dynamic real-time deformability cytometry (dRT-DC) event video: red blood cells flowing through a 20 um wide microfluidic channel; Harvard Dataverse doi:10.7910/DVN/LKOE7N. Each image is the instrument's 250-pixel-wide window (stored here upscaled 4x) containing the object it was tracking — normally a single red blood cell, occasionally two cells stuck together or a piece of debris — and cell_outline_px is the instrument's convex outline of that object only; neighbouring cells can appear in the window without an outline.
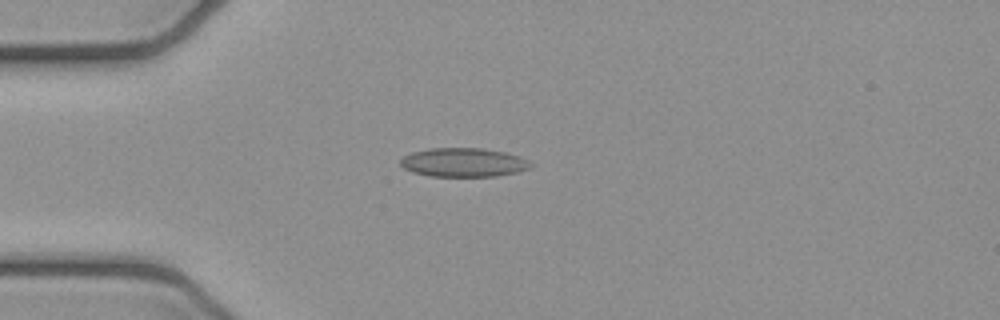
{"species": "common noctule bat (a hibernating species)", "species_latin": "Nyctalus noctula", "temperature_condition": "cold", "stored_images_in_passage": 3, "camera_frame_rate_fps": 3000, "um_per_image_px": 0.085, "animal": {"sex": "female", "body_mass_g": 21.9}, "frame": {"image": 1, "passage_image": 3, "time_ms": 0.667, "image_size_px": [1000, 320], "cell_outline_px": [[532, 164], [528, 168], [516, 172], [496, 176], [432, 176], [412, 172], [404, 168], [400, 164], [400, 160], [404, 156], [412, 152], [428, 148], [484, 148], [504, 152], [520, 156], [528, 160]], "centroid_in_image_um": [39.38, 13.8], "position_along_channel_um": 45.6, "area_um2": 21.85}}